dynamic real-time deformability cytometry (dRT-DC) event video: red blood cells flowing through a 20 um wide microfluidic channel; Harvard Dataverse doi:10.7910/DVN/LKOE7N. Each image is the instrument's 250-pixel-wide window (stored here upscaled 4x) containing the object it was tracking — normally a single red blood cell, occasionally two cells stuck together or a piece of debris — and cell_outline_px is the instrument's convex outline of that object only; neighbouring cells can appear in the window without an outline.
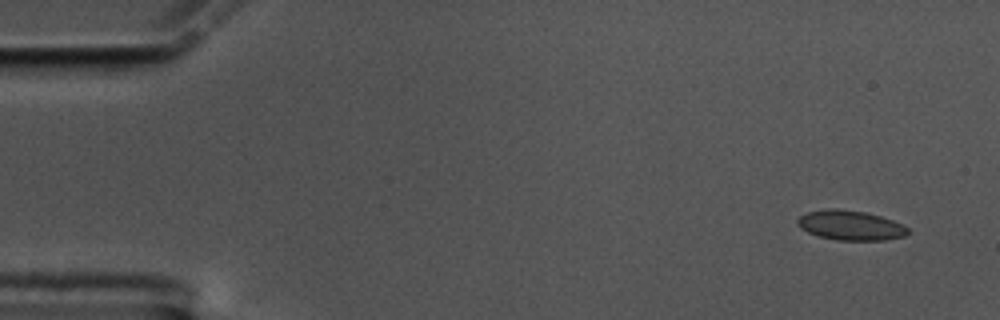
{"species": "common noctule bat (a hibernating species)", "species_latin": "Nyctalus noctula", "temperature_condition": "cold", "stored_images_in_passage": 55, "camera_frame_rate_fps": 3000, "um_per_image_px": 0.085, "animal": {"sex": "male", "body_mass_g": 17.5, "forearm_length_mm": 52.3}, "frame": {"image": 1, "passage_image": 1, "time_ms": 0.0, "image_size_px": [1000, 320], "cell_outline_px": [[908, 232], [904, 236], [884, 240], [836, 240], [820, 236], [808, 232], [800, 228], [796, 224], [796, 220], [800, 216], [808, 212], [828, 208], [836, 208], [864, 212], [880, 216], [904, 224], [908, 228]], "centroid_in_image_um": [72.27, 19.15], "position_along_channel_um": 12.7, "area_um2": 19.07}}
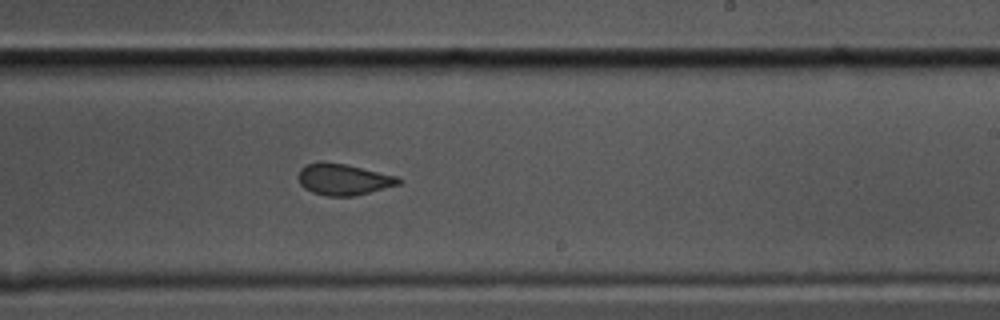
{"frame": {"image": 2, "passage_image": 32, "time_ms": 10.333, "image_size_px": [1000, 320], "cell_outline_px": [[404, 180], [400, 184], [352, 196], [328, 196], [312, 192], [304, 188], [300, 184], [300, 168], [304, 164], [320, 160], [344, 164], [400, 176]], "centroid_in_image_um": [29.21, 15.23], "position_along_channel_um": 259.8, "area_um2": 18.38}}
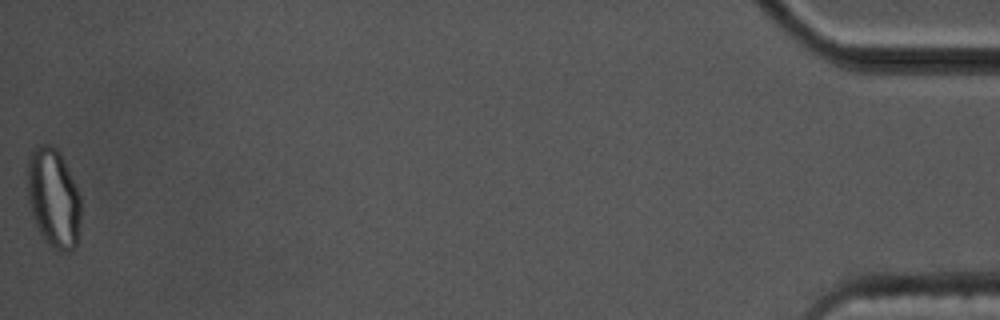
{"frame": {"image": 3, "passage_image": 55, "time_ms": 18.0, "image_size_px": [1000, 320], "cell_outline_px": [[80, 220], [76, 244], [68, 252], [60, 252], [48, 244], [40, 232], [32, 216], [28, 200], [28, 160], [36, 144], [48, 144], [56, 148], [80, 196]], "centroid_in_image_um": [4.53, 16.86], "position_along_channel_um": 430.7, "area_um2": 30.29}, "authors_computed_cell_mechanics": {"area_um2": 18.7272, "velocity_mm_per_s": 3.502, "shape_relaxation_time_tau1_ms": null, "shape_relaxation_time_tau2_ms": 1.9071, "deformation_change_tau1": null, "deformation_change_tau2": 0.0662}}